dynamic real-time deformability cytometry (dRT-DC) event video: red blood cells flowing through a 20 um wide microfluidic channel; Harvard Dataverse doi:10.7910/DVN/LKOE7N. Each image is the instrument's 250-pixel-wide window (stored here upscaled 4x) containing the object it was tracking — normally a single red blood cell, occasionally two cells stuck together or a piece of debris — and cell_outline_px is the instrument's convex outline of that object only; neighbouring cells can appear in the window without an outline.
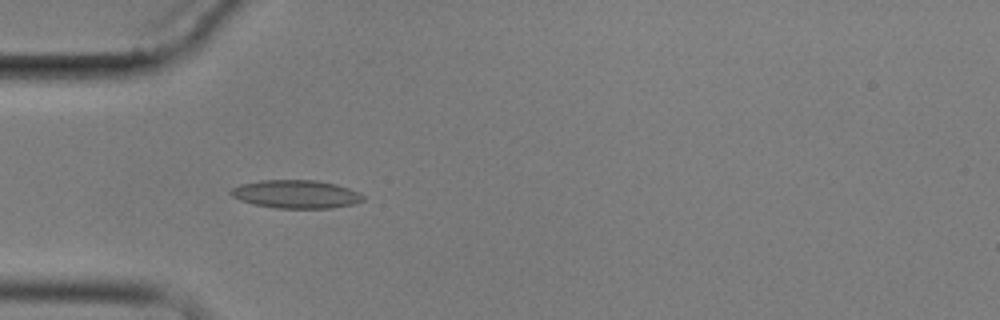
{"species": "common noctule bat (a hibernating species)", "species_latin": "Nyctalus noctula", "temperature_condition": "cold", "stored_images_in_passage": 4, "camera_frame_rate_fps": 3000, "um_per_image_px": 0.085, "animal": {"sex": "male", "body_mass_g": 17.9}, "frame": {"image": 1, "passage_image": 4, "time_ms": 4.333, "image_size_px": [1000, 320], "cell_outline_px": [[364, 200], [352, 204], [332, 208], [276, 208], [256, 204], [240, 200], [232, 196], [228, 192], [232, 188], [240, 184], [260, 180], [316, 180], [336, 184], [360, 192], [364, 196]], "centroid_in_image_um": [25.17, 16.5], "position_along_channel_um": 59.8, "area_um2": 21.73}}